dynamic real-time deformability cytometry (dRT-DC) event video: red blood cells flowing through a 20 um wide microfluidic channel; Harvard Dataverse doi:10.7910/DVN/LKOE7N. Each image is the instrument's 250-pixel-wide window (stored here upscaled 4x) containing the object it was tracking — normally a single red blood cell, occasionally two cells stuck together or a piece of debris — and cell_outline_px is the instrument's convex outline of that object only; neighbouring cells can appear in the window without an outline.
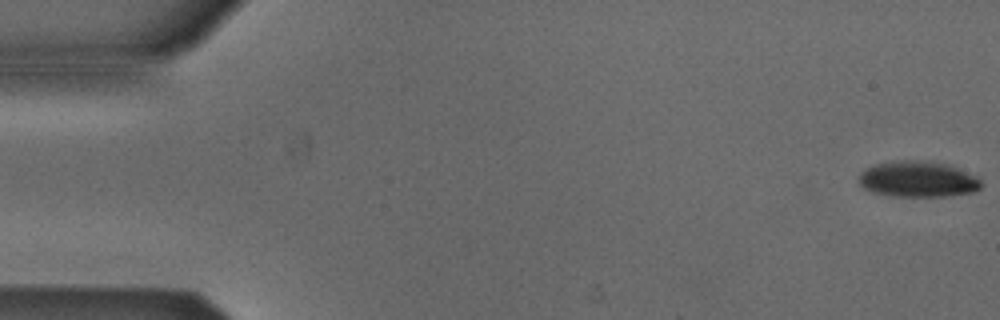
{"species": "Egyptian fruit bat (a non-hibernating species)", "species_latin": "Rousettus aegyptiacus", "temperature_condition": "cold", "stored_images_in_passage": 49, "camera_frame_rate_fps": 3000, "um_per_image_px": 0.085, "animal": {"sex": "male"}, "frame": {"image": 1, "passage_image": 1, "time_ms": 0.0, "image_size_px": [1000, 320], "cell_outline_px": [[980, 188], [972, 192], [944, 196], [896, 196], [872, 192], [864, 188], [860, 184], [860, 172], [864, 168], [876, 164], [904, 160], [928, 160], [948, 164], [976, 176], [980, 180]], "centroid_in_image_um": [78.01, 15.22], "position_along_channel_um": 7.0, "area_um2": 25.43}}
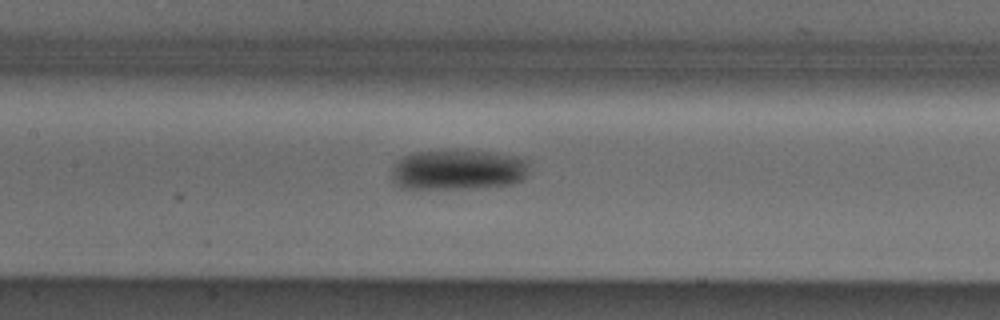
{"frame": {"image": 2, "passage_image": 25, "time_ms": 8.0, "image_size_px": [1000, 320], "cell_outline_px": [[528, 172], [524, 180], [512, 184], [480, 188], [404, 188], [396, 184], [392, 176], [392, 172], [396, 164], [404, 156], [412, 152], [496, 152], [516, 156], [528, 160]], "centroid_in_image_um": [39.01, 14.45], "position_along_channel_um": 168.4, "area_um2": 31.85}}
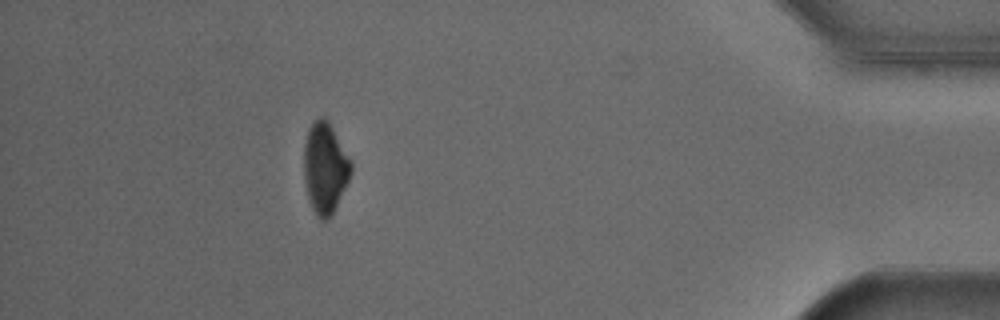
{"frame": {"image": 3, "passage_image": 48, "time_ms": 15.667, "image_size_px": [1000, 320], "cell_outline_px": [[352, 172], [332, 212], [324, 220], [320, 220], [316, 216], [308, 200], [304, 180], [304, 144], [308, 128], [312, 120], [320, 116], [324, 116], [328, 120], [352, 164]], "centroid_in_image_um": [27.59, 14.23], "position_along_channel_um": 407.6, "area_um2": 24.68}}